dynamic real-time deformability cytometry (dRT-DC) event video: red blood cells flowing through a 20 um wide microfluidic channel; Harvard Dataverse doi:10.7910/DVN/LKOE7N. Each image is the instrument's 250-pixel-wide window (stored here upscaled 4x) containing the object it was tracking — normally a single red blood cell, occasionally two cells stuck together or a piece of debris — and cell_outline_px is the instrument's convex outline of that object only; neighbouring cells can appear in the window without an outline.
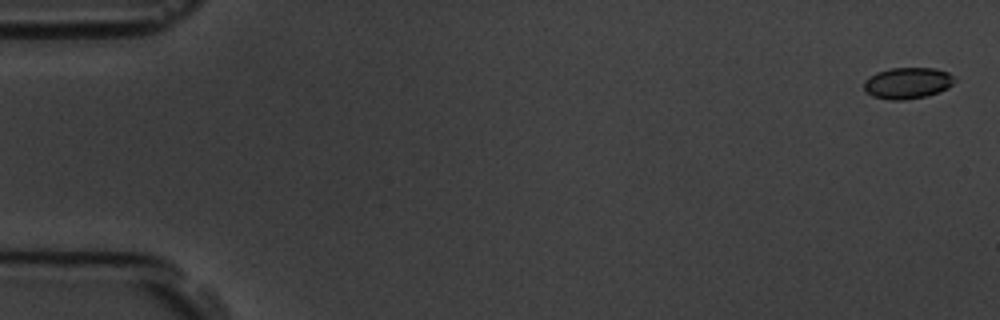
{"species": "common noctule bat (a hibernating species)", "species_latin": "Nyctalus noctula", "temperature_condition": "room temperature", "stored_images_in_passage": 5, "camera_frame_rate_fps": 3000, "um_per_image_px": 0.085, "animal": {"sex": "male", "body_mass_g": 19.5, "forearm_length_mm": 54.6}, "frame": {"image": 1, "passage_image": 1, "time_ms": 0.0, "image_size_px": [1000, 320], "cell_outline_px": [[956, 80], [948, 88], [940, 92], [924, 96], [904, 100], [888, 100], [872, 96], [864, 88], [864, 80], [868, 76], [876, 72], [892, 68], [936, 68], [948, 72]], "centroid_in_image_um": [77.13, 7.06], "position_along_channel_um": 7.9, "area_um2": 16.59}}
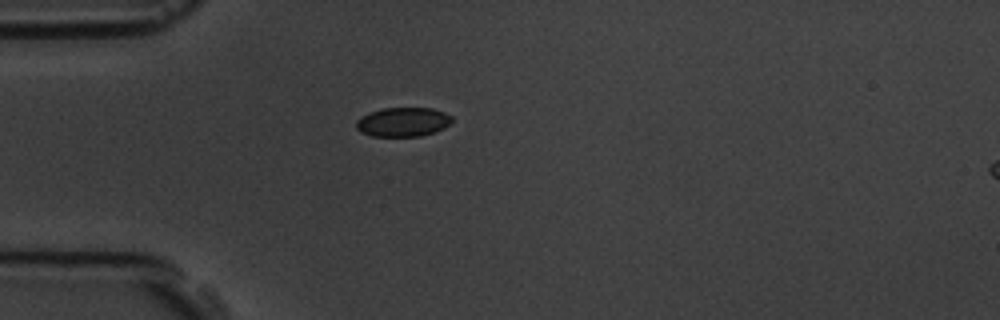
{"frame": {"image": 2, "passage_image": 5, "time_ms": 4.667, "image_size_px": [1000, 320], "cell_outline_px": [[452, 120], [444, 128], [420, 136], [372, 136], [360, 132], [356, 128], [356, 120], [360, 116], [368, 112], [384, 108], [432, 108], [444, 112], [452, 116]], "centroid_in_image_um": [34.21, 10.36], "position_along_channel_um": 50.8, "area_um2": 16.3}}